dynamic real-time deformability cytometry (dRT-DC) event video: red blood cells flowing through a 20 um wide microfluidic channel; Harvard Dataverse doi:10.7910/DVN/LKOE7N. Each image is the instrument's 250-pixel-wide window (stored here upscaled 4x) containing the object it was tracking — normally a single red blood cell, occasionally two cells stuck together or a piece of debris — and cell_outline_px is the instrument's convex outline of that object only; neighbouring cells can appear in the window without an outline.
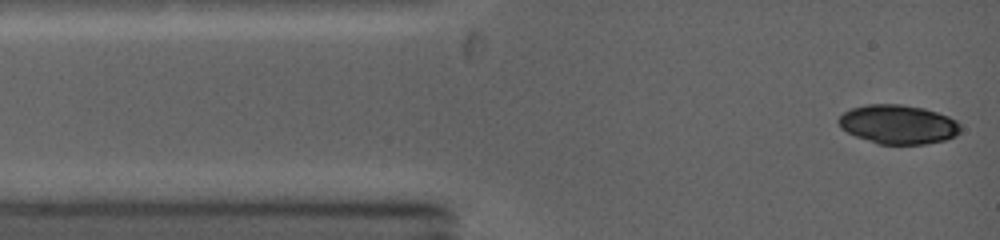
{"species": "common noctule bat (a hibernating species)", "species_latin": "Nyctalus noctula", "temperature_condition": "warm", "stored_images_in_passage": 8, "camera_frame_rate_fps": 5000, "um_per_image_px": 0.085, "animal": {"sex": "female", "body_mass_g": 19.0, "forearm_length_mm": 53.3}, "frame": {"image": 1, "passage_image": 1, "time_ms": 0.0, "image_size_px": [1000, 240], "cell_outline_px": [[960, 132], [956, 136], [944, 140], [924, 144], [876, 144], [856, 136], [840, 128], [836, 120], [844, 112], [852, 108], [868, 104], [900, 104], [924, 108], [948, 116], [956, 120], [960, 124]], "centroid_in_image_um": [76.33, 10.57], "position_along_channel_um": 8.7, "area_um2": 27.86}}